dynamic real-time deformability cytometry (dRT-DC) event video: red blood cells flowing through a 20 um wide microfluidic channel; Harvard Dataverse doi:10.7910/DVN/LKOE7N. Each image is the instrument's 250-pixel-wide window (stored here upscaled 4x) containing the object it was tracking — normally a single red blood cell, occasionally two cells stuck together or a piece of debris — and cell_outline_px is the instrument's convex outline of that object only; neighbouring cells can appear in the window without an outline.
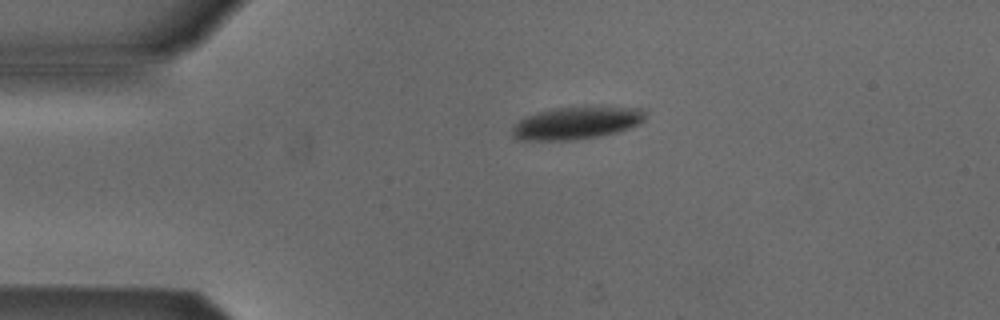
{"species": "Egyptian fruit bat (a non-hibernating species)", "species_latin": "Rousettus aegyptiacus", "temperature_condition": "cold", "stored_images_in_passage": 2, "camera_frame_rate_fps": 3000, "um_per_image_px": 0.085, "animal": {"sex": "male"}, "frame": {"image": 1, "passage_image": 1, "time_ms": 0.0, "image_size_px": [1000, 320], "cell_outline_px": [[644, 120], [628, 128], [616, 132], [596, 136], [572, 140], [520, 140], [512, 136], [512, 124], [524, 116], [536, 112], [556, 108], [584, 104], [644, 108]], "centroid_in_image_um": [48.97, 10.4], "position_along_channel_um": 36.0, "area_um2": 25.89}}